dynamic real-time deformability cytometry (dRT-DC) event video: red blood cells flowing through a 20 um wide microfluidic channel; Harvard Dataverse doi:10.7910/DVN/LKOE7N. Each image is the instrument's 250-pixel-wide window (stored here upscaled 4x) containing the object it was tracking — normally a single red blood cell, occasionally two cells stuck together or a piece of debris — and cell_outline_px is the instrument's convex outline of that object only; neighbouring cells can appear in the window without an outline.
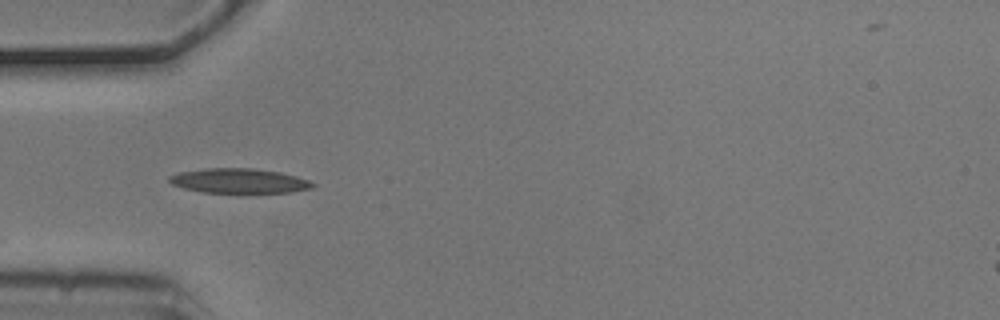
{"species": "common noctule bat (a hibernating species)", "species_latin": "Nyctalus noctula", "temperature_condition": "cold", "stored_images_in_passage": 6, "camera_frame_rate_fps": 3000, "um_per_image_px": 0.085, "animal": {"sex": "male", "body_mass_g": 20.5, "forearm_length_mm": 52.5}, "frame": {"image": 1, "passage_image": 1, "time_ms": 0.0, "image_size_px": [1000, 320], "cell_outline_px": [[316, 184], [312, 188], [292, 192], [204, 192], [184, 188], [172, 184], [168, 180], [168, 176], [180, 172], [204, 168], [256, 168], [280, 172], [296, 176], [308, 180]], "centroid_in_image_um": [20.32, 15.36], "position_along_channel_um": 64.7, "area_um2": 20.52}}